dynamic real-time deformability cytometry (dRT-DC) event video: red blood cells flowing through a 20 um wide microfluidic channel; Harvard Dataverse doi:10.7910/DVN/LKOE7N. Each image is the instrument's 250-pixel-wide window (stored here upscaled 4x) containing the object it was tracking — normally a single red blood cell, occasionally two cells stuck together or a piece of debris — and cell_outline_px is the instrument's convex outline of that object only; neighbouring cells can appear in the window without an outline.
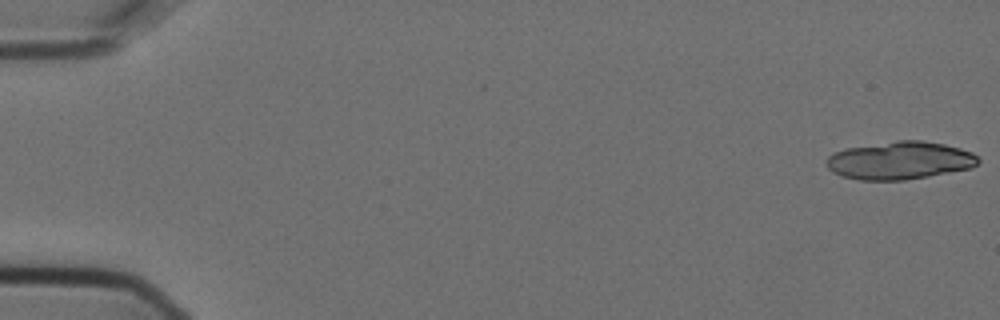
{"species": "Egyptian fruit bat (a non-hibernating species)", "species_latin": "Rousettus aegyptiacus", "temperature_condition": "cold", "stored_images_in_passage": 6, "segment_of_instrument_passage": [1, 2], "camera_frame_rate_fps": 3000, "um_per_image_px": 0.085, "animal": {"sex": "female"}, "frame": {"image": 1, "passage_image": 1, "time_ms": 0.0, "image_size_px": [1000, 320], "cell_outline_px": [[980, 160], [972, 168], [928, 176], [904, 180], [860, 180], [840, 176], [832, 172], [828, 168], [828, 156], [844, 148], [896, 140], [920, 140], [944, 144], [960, 148], [972, 152]], "centroid_in_image_um": [76.48, 13.64], "position_along_channel_um": 8.5, "area_um2": 33.47}}